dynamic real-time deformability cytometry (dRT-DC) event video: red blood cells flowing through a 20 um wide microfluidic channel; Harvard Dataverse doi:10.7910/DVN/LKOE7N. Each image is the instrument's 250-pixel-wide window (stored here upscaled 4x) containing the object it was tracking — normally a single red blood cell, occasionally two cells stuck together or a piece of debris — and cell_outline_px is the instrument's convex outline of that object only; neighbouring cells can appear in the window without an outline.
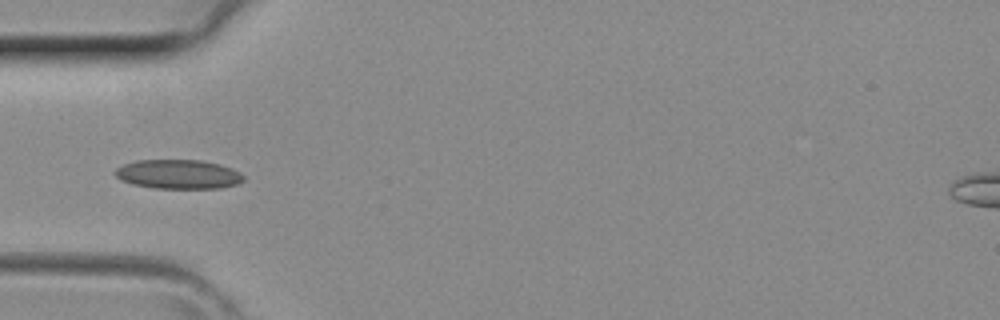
{"species": "common noctule bat (a hibernating species)", "species_latin": "Nyctalus noctula", "temperature_condition": "room temperature", "stored_images_in_passage": 40, "camera_frame_rate_fps": 3000, "um_per_image_px": 0.085, "animal": {"sex": "female", "body_mass_g": 29.2, "forearm_length_mm": 56.3}, "frame": {"image": 1, "passage_image": 12, "time_ms": 3.667, "image_size_px": [1000, 320], "cell_outline_px": [[244, 180], [236, 184], [220, 188], [156, 188], [132, 184], [116, 176], [112, 172], [116, 168], [124, 164], [136, 160], [200, 160], [220, 164], [232, 168], [240, 172], [244, 176]], "centroid_in_image_um": [15.16, 14.8], "position_along_channel_um": 69.8, "area_um2": 21.85}}
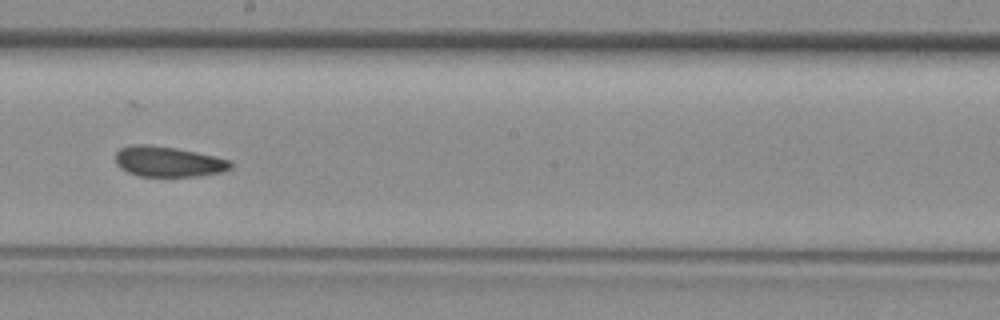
{"frame": {"image": 2, "passage_image": 22, "time_ms": 7.0, "image_size_px": [1000, 320], "cell_outline_px": [[232, 168], [220, 172], [200, 176], [140, 176], [128, 172], [120, 168], [116, 164], [116, 152], [120, 148], [132, 144], [148, 144], [176, 148], [196, 152], [228, 160], [232, 164]], "centroid_in_image_um": [14.26, 13.73], "position_along_channel_um": 233.9, "area_um2": 20.29}}
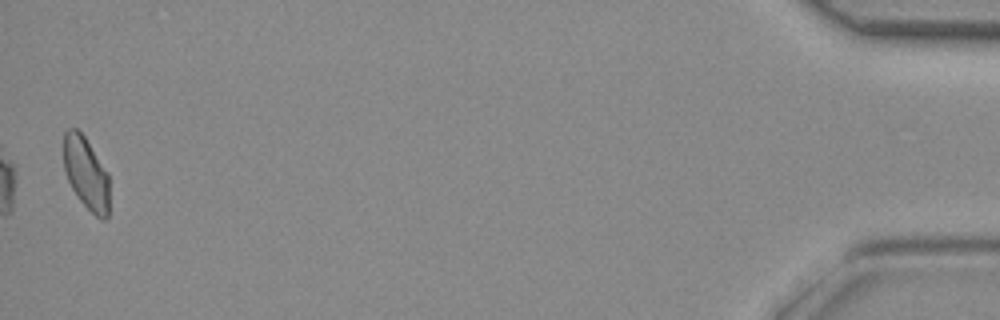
{"frame": {"image": 3, "passage_image": 40, "time_ms": 13.0, "image_size_px": [1000, 320], "cell_outline_px": [[108, 216], [104, 220], [100, 220], [80, 200], [72, 188], [68, 180], [64, 168], [64, 132], [68, 128], [76, 128], [84, 136], [108, 172]], "centroid_in_image_um": [7.32, 14.72], "position_along_channel_um": 427.9, "area_um2": 19.07}}